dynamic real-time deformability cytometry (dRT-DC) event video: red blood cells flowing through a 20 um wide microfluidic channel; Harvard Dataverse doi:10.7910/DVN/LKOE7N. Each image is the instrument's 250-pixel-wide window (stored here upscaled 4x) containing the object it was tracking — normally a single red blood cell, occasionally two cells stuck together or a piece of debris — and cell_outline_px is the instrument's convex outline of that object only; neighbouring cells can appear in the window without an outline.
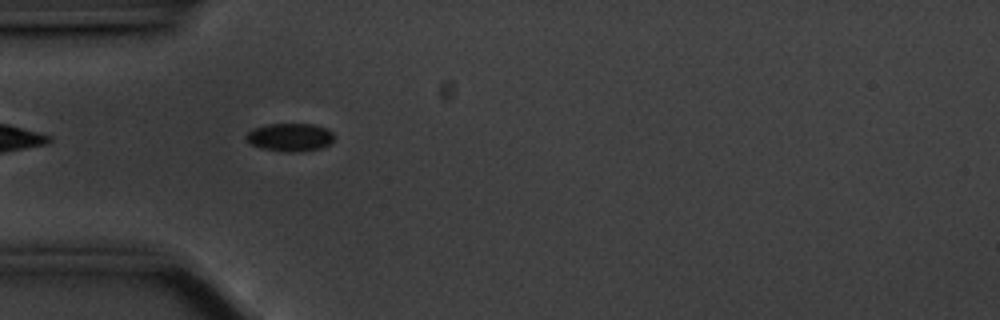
{"species": "common noctule bat (a hibernating species)", "species_latin": "Nyctalus noctula", "temperature_condition": "cold", "stored_images_in_passage": 43, "camera_frame_rate_fps": 3000, "um_per_image_px": 0.085, "animal": {"sex": "male", "body_mass_g": 20.1, "forearm_length_mm": 53.5}, "frame": {"image": 1, "passage_image": 3, "time_ms": 0.667, "image_size_px": [1000, 320], "cell_outline_px": [[332, 140], [328, 144], [320, 148], [300, 152], [288, 152], [260, 148], [248, 144], [244, 136], [252, 128], [268, 124], [312, 124], [328, 128], [332, 132]], "centroid_in_image_um": [24.59, 11.66], "position_along_channel_um": 60.4, "area_um2": 14.51}}
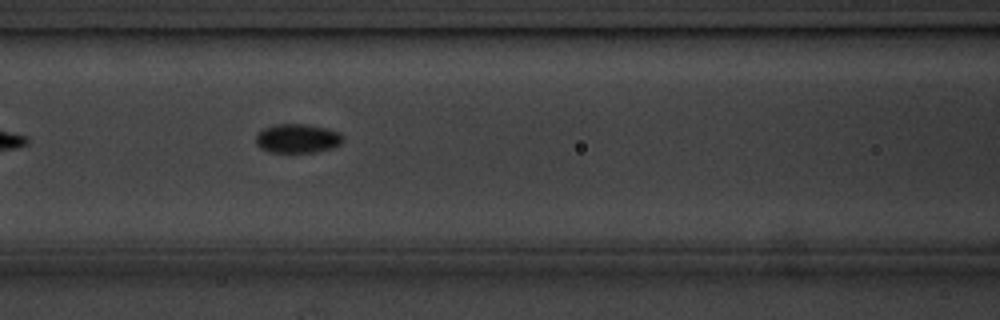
{"frame": {"image": 2, "passage_image": 10, "time_ms": 3.0, "image_size_px": [1000, 320], "cell_outline_px": [[344, 140], [340, 144], [332, 148], [312, 152], [272, 152], [260, 148], [256, 144], [256, 136], [264, 128], [276, 124], [308, 124], [328, 128], [340, 132], [344, 136]], "centroid_in_image_um": [25.32, 11.76], "position_along_channel_um": 141.3, "area_um2": 14.8}}
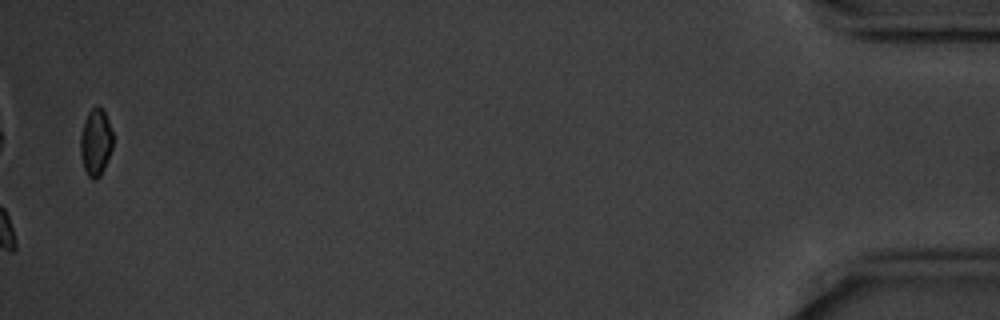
{"frame": {"image": 3, "passage_image": 42, "time_ms": 13.667, "image_size_px": [1000, 320], "cell_outline_px": [[112, 148], [104, 168], [100, 176], [96, 180], [92, 180], [88, 176], [84, 168], [80, 156], [80, 136], [84, 120], [88, 112], [96, 104], [104, 108], [112, 132]], "centroid_in_image_um": [8.12, 12.07], "position_along_channel_um": 427.1, "area_um2": 12.89}}